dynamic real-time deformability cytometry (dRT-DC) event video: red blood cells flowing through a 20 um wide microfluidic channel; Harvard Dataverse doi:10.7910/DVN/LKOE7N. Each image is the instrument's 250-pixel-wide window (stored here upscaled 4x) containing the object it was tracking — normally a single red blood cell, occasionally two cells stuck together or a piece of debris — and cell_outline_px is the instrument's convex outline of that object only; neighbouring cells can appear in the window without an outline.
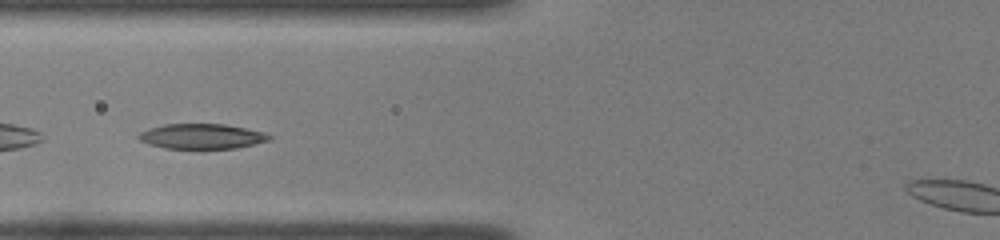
{"species": "common noctule bat (a hibernating species)", "species_latin": "Nyctalus noctula", "temperature_condition": "room temperature", "stored_images_in_passage": 13, "camera_frame_rate_fps": 3000, "um_per_image_px": 0.085, "animal": {"sex": "female", "body_mass_g": 22.0, "forearm_length_mm": 56.7}, "frame": {"image": 1, "passage_image": 11, "time_ms": 3.333, "image_size_px": [1000, 240], "cell_outline_px": [[276, 136], [272, 140], [256, 144], [236, 148], [164, 148], [148, 144], [140, 140], [136, 136], [140, 132], [148, 128], [164, 124], [224, 124], [264, 132]], "centroid_in_image_um": [17.19, 11.58], "position_along_channel_um": 108.6, "area_um2": 19.25}}